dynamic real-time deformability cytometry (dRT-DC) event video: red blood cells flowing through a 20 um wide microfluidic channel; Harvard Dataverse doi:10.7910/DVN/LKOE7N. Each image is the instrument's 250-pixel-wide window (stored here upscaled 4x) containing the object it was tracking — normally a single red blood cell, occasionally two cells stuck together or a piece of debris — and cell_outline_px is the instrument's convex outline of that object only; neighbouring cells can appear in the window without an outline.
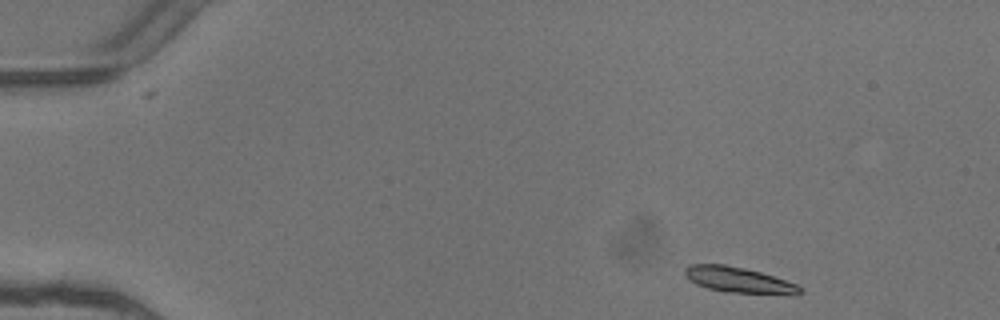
{"species": "common noctule bat (a hibernating species)", "species_latin": "Nyctalus noctula", "temperature_condition": "warm", "stored_images_in_passage": 4, "camera_frame_rate_fps": 3000, "um_per_image_px": 0.085, "animal": {"sex": "female"}, "frame": {"image": 1, "passage_image": 1, "time_ms": 0.0, "image_size_px": [1000, 320], "cell_outline_px": [[804, 292], [796, 296], [788, 296], [724, 292], [708, 288], [696, 284], [684, 272], [684, 268], [688, 264], [724, 264], [744, 268], [760, 272], [796, 284]], "centroid_in_image_um": [62.86, 23.83], "position_along_channel_um": 22.1, "area_um2": 17.51}}
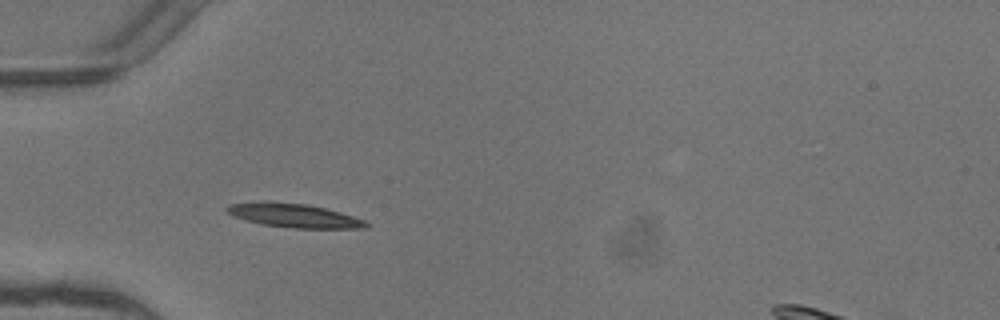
{"frame": {"image": 2, "passage_image": 3, "time_ms": 0.667, "image_size_px": [1000, 320], "cell_outline_px": [[368, 228], [292, 228], [260, 224], [236, 216], [228, 212], [224, 208], [232, 204], [308, 204], [340, 212], [364, 220], [368, 224]], "centroid_in_image_um": [25.12, 18.37], "position_along_channel_um": 59.9, "area_um2": 18.15}}
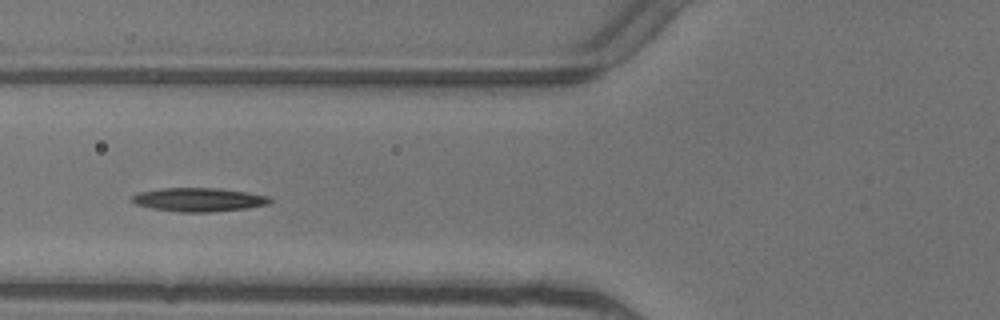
{"frame": {"image": 3, "passage_image": 4, "time_ms": 1.0, "image_size_px": [1000, 320], "cell_outline_px": [[272, 200], [268, 204], [244, 208], [208, 212], [180, 212], [152, 208], [136, 204], [132, 200], [132, 196], [140, 192], [160, 188], [220, 188], [268, 196]], "centroid_in_image_um": [16.87, 16.96], "position_along_channel_um": 108.9, "area_um2": 18.73}}